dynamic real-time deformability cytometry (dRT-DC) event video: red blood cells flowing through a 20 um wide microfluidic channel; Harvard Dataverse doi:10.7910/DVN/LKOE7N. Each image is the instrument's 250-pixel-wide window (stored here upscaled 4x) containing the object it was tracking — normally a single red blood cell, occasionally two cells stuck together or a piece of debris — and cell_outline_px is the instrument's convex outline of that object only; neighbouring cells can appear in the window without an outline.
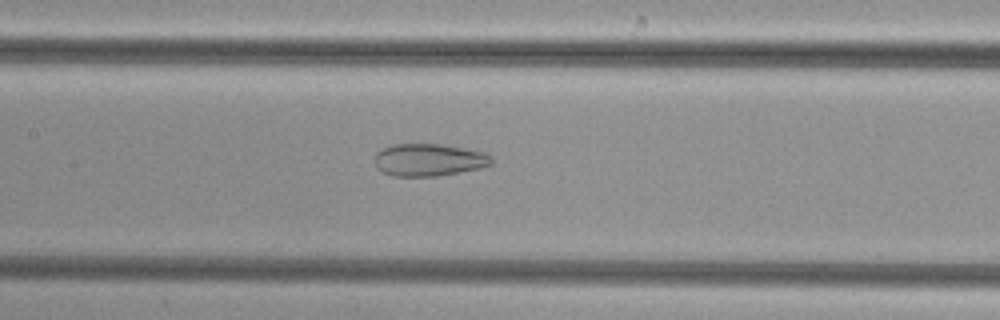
{"species": "common noctule bat (a hibernating species)", "species_latin": "Nyctalus noctula", "temperature_condition": "cold", "stored_images_in_passage": 31, "camera_frame_rate_fps": 3000, "um_per_image_px": 0.085, "animal": {"sex": "female", "body_mass_g": 29.2, "forearm_length_mm": 56.3}, "frame": {"image": 1, "passage_image": 11, "time_ms": 3.333, "image_size_px": [1000, 320], "cell_outline_px": [[492, 164], [480, 168], [436, 176], [392, 176], [380, 172], [376, 168], [376, 152], [392, 144], [440, 144], [484, 152], [492, 160]], "centroid_in_image_um": [36.4, 13.59], "position_along_channel_um": 171.0, "area_um2": 21.91}}
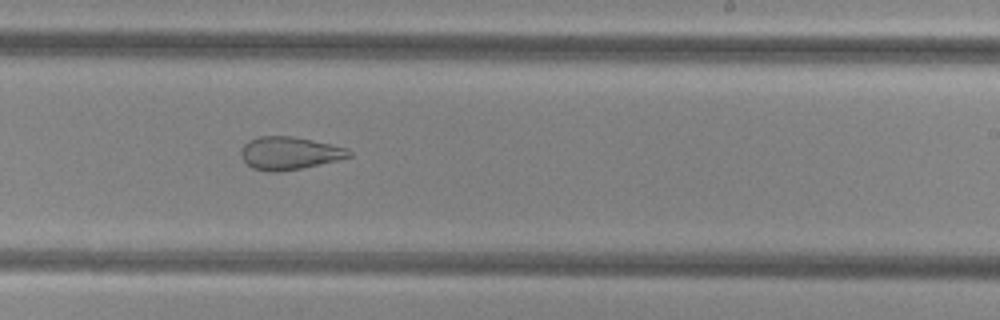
{"frame": {"image": 2, "passage_image": 18, "time_ms": 5.667, "image_size_px": [1000, 320], "cell_outline_px": [[352, 156], [320, 164], [280, 172], [268, 172], [252, 168], [240, 156], [240, 152], [244, 144], [248, 140], [260, 136], [292, 136], [312, 140], [348, 148], [352, 152]], "centroid_in_image_um": [24.58, 13.02], "position_along_channel_um": 264.4, "area_um2": 20.63}}
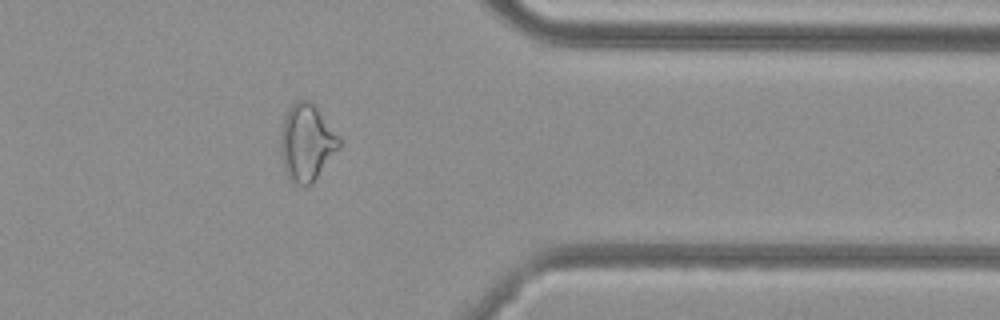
{"frame": {"image": 3, "passage_image": 28, "time_ms": 9.0, "image_size_px": [1000, 320], "cell_outline_px": [[340, 148], [312, 184], [304, 188], [292, 184], [284, 172], [280, 152], [280, 136], [284, 116], [288, 108], [296, 100], [308, 100], [316, 108], [340, 140]], "centroid_in_image_um": [26.01, 12.2], "position_along_channel_um": 385.4, "area_um2": 26.36}}